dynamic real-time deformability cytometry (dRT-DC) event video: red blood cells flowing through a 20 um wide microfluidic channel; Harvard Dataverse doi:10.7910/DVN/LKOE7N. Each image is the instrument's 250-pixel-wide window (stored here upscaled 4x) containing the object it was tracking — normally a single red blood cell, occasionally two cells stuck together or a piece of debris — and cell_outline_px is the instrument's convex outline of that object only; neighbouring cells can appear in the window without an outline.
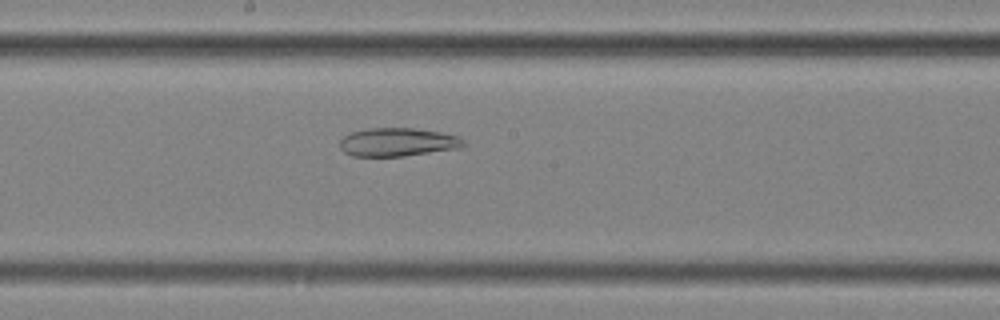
{"species": "common noctule bat (a hibernating species)", "species_latin": "Nyctalus noctula", "temperature_condition": "cold", "stored_images_in_passage": 57, "camera_frame_rate_fps": 3000, "um_per_image_px": 0.085, "animal": {"sex": "female", "body_mass_g": 25.1}, "frame": {"image": 1, "passage_image": 31, "time_ms": 10.0, "image_size_px": [1000, 320], "cell_outline_px": [[464, 144], [460, 148], [404, 156], [352, 156], [344, 152], [340, 148], [340, 140], [344, 136], [352, 132], [368, 128], [412, 128], [440, 132], [456, 136], [464, 140]], "centroid_in_image_um": [33.77, 12.08], "position_along_channel_um": 214.4, "area_um2": 20.35}}
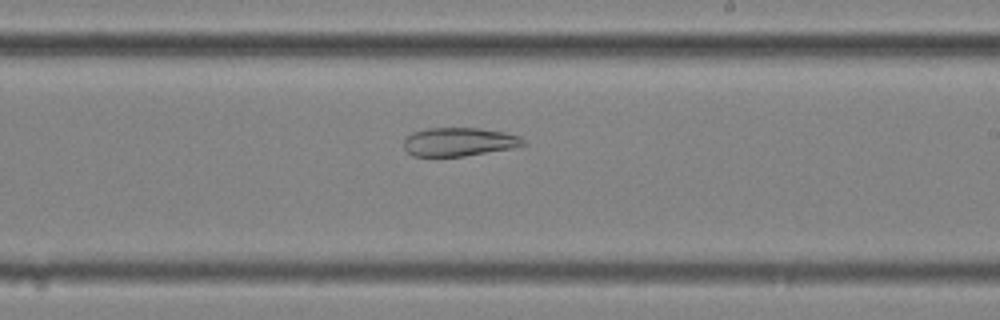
{"frame": {"image": 2, "passage_image": 34, "time_ms": 11.0, "image_size_px": [1000, 320], "cell_outline_px": [[528, 144], [512, 148], [464, 156], [412, 156], [404, 148], [404, 140], [412, 132], [428, 128], [480, 128], [504, 132], [520, 136]], "centroid_in_image_um": [39.03, 12.05], "position_along_channel_um": 250.0, "area_um2": 19.88}}
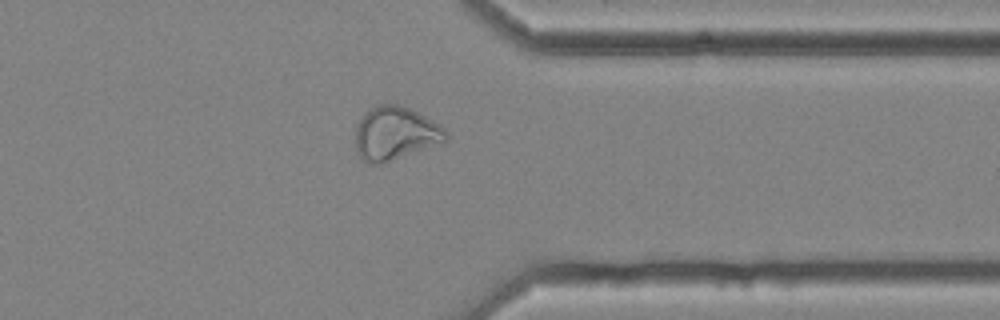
{"frame": {"image": 3, "passage_image": 45, "time_ms": 14.667, "image_size_px": [1000, 320], "cell_outline_px": [[448, 144], [380, 164], [372, 164], [360, 160], [356, 148], [356, 128], [364, 112], [376, 104], [400, 104], [440, 124], [448, 132]], "centroid_in_image_um": [33.66, 11.37], "position_along_channel_um": 377.7, "area_um2": 28.96}, "authors_computed_cell_mechanics": {"area_um2": 29.8826, "velocity_mm_per_s": 3.5721, "shape_relaxation_time_tau1_ms": null, "shape_relaxation_time_tau2_ms": 5.1757, "deformation_change_tau1": null, "deformation_change_tau2": 0.122}}